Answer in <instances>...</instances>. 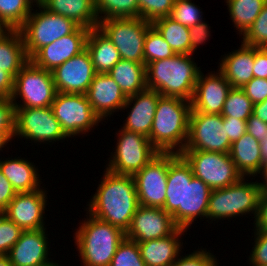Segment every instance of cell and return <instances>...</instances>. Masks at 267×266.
I'll list each match as a JSON object with an SVG mask.
<instances>
[{"label": "cell", "instance_id": "obj_58", "mask_svg": "<svg viewBox=\"0 0 267 266\" xmlns=\"http://www.w3.org/2000/svg\"><path fill=\"white\" fill-rule=\"evenodd\" d=\"M261 154L263 157V163L267 162V139L261 142Z\"/></svg>", "mask_w": 267, "mask_h": 266}, {"label": "cell", "instance_id": "obj_10", "mask_svg": "<svg viewBox=\"0 0 267 266\" xmlns=\"http://www.w3.org/2000/svg\"><path fill=\"white\" fill-rule=\"evenodd\" d=\"M152 23L141 17L100 20L98 28L113 43L121 59L144 64V41Z\"/></svg>", "mask_w": 267, "mask_h": 266}, {"label": "cell", "instance_id": "obj_20", "mask_svg": "<svg viewBox=\"0 0 267 266\" xmlns=\"http://www.w3.org/2000/svg\"><path fill=\"white\" fill-rule=\"evenodd\" d=\"M89 30L79 26L73 33L42 47L30 60L37 67L53 71L86 49Z\"/></svg>", "mask_w": 267, "mask_h": 266}, {"label": "cell", "instance_id": "obj_54", "mask_svg": "<svg viewBox=\"0 0 267 266\" xmlns=\"http://www.w3.org/2000/svg\"><path fill=\"white\" fill-rule=\"evenodd\" d=\"M252 114L267 123V99L263 102L254 104Z\"/></svg>", "mask_w": 267, "mask_h": 266}, {"label": "cell", "instance_id": "obj_61", "mask_svg": "<svg viewBox=\"0 0 267 266\" xmlns=\"http://www.w3.org/2000/svg\"><path fill=\"white\" fill-rule=\"evenodd\" d=\"M46 266H64V264L62 265H60L59 263H57L56 261H54V262H52V263H50V264H48V265H46Z\"/></svg>", "mask_w": 267, "mask_h": 266}, {"label": "cell", "instance_id": "obj_40", "mask_svg": "<svg viewBox=\"0 0 267 266\" xmlns=\"http://www.w3.org/2000/svg\"><path fill=\"white\" fill-rule=\"evenodd\" d=\"M243 43L256 48H267V3L252 26L241 36Z\"/></svg>", "mask_w": 267, "mask_h": 266}, {"label": "cell", "instance_id": "obj_55", "mask_svg": "<svg viewBox=\"0 0 267 266\" xmlns=\"http://www.w3.org/2000/svg\"><path fill=\"white\" fill-rule=\"evenodd\" d=\"M257 177L261 178V182H260V180L258 182L261 193H267V162H265L262 165V168H261L260 172L257 174Z\"/></svg>", "mask_w": 267, "mask_h": 266}, {"label": "cell", "instance_id": "obj_50", "mask_svg": "<svg viewBox=\"0 0 267 266\" xmlns=\"http://www.w3.org/2000/svg\"><path fill=\"white\" fill-rule=\"evenodd\" d=\"M16 194L17 192L13 188L12 184L0 170V213H3L6 210L8 204L12 201Z\"/></svg>", "mask_w": 267, "mask_h": 266}, {"label": "cell", "instance_id": "obj_1", "mask_svg": "<svg viewBox=\"0 0 267 266\" xmlns=\"http://www.w3.org/2000/svg\"><path fill=\"white\" fill-rule=\"evenodd\" d=\"M211 191L206 183L193 175L190 165L178 154L169 163L163 209L172 216L178 228L188 230L197 218L207 219Z\"/></svg>", "mask_w": 267, "mask_h": 266}, {"label": "cell", "instance_id": "obj_59", "mask_svg": "<svg viewBox=\"0 0 267 266\" xmlns=\"http://www.w3.org/2000/svg\"><path fill=\"white\" fill-rule=\"evenodd\" d=\"M0 266H13L7 255H0Z\"/></svg>", "mask_w": 267, "mask_h": 266}, {"label": "cell", "instance_id": "obj_57", "mask_svg": "<svg viewBox=\"0 0 267 266\" xmlns=\"http://www.w3.org/2000/svg\"><path fill=\"white\" fill-rule=\"evenodd\" d=\"M11 139L3 132L0 131V151L3 152L2 148H5L6 145H8V143H11Z\"/></svg>", "mask_w": 267, "mask_h": 266}, {"label": "cell", "instance_id": "obj_8", "mask_svg": "<svg viewBox=\"0 0 267 266\" xmlns=\"http://www.w3.org/2000/svg\"><path fill=\"white\" fill-rule=\"evenodd\" d=\"M56 93L52 72L29 60L14 78L11 101L15 108H45L51 106Z\"/></svg>", "mask_w": 267, "mask_h": 266}, {"label": "cell", "instance_id": "obj_17", "mask_svg": "<svg viewBox=\"0 0 267 266\" xmlns=\"http://www.w3.org/2000/svg\"><path fill=\"white\" fill-rule=\"evenodd\" d=\"M51 72L56 91L72 94H86L96 74L87 49Z\"/></svg>", "mask_w": 267, "mask_h": 266}, {"label": "cell", "instance_id": "obj_19", "mask_svg": "<svg viewBox=\"0 0 267 266\" xmlns=\"http://www.w3.org/2000/svg\"><path fill=\"white\" fill-rule=\"evenodd\" d=\"M216 71L199 73L191 100V111L207 114L222 113L231 85L218 69Z\"/></svg>", "mask_w": 267, "mask_h": 266}, {"label": "cell", "instance_id": "obj_48", "mask_svg": "<svg viewBox=\"0 0 267 266\" xmlns=\"http://www.w3.org/2000/svg\"><path fill=\"white\" fill-rule=\"evenodd\" d=\"M223 126H226L230 143L237 141L246 133V121L232 117H223Z\"/></svg>", "mask_w": 267, "mask_h": 266}, {"label": "cell", "instance_id": "obj_6", "mask_svg": "<svg viewBox=\"0 0 267 266\" xmlns=\"http://www.w3.org/2000/svg\"><path fill=\"white\" fill-rule=\"evenodd\" d=\"M242 177L238 182L225 188L213 189L209 196L207 219L212 224L226 218L228 221L239 216L254 215L255 219L258 202L261 194L258 181L255 182L249 177ZM248 179V180H247ZM247 180V181H246ZM250 181V182H248Z\"/></svg>", "mask_w": 267, "mask_h": 266}, {"label": "cell", "instance_id": "obj_2", "mask_svg": "<svg viewBox=\"0 0 267 266\" xmlns=\"http://www.w3.org/2000/svg\"><path fill=\"white\" fill-rule=\"evenodd\" d=\"M101 179L85 211L126 233L139 206L133 176L105 169Z\"/></svg>", "mask_w": 267, "mask_h": 266}, {"label": "cell", "instance_id": "obj_42", "mask_svg": "<svg viewBox=\"0 0 267 266\" xmlns=\"http://www.w3.org/2000/svg\"><path fill=\"white\" fill-rule=\"evenodd\" d=\"M23 230L13 221L0 213V255H7L19 240Z\"/></svg>", "mask_w": 267, "mask_h": 266}, {"label": "cell", "instance_id": "obj_49", "mask_svg": "<svg viewBox=\"0 0 267 266\" xmlns=\"http://www.w3.org/2000/svg\"><path fill=\"white\" fill-rule=\"evenodd\" d=\"M246 132L250 133L257 141L262 142L267 139V123L252 114L246 120Z\"/></svg>", "mask_w": 267, "mask_h": 266}, {"label": "cell", "instance_id": "obj_11", "mask_svg": "<svg viewBox=\"0 0 267 266\" xmlns=\"http://www.w3.org/2000/svg\"><path fill=\"white\" fill-rule=\"evenodd\" d=\"M180 155L190 165L193 175L212 190L230 186L243 177L229 153L183 150Z\"/></svg>", "mask_w": 267, "mask_h": 266}, {"label": "cell", "instance_id": "obj_43", "mask_svg": "<svg viewBox=\"0 0 267 266\" xmlns=\"http://www.w3.org/2000/svg\"><path fill=\"white\" fill-rule=\"evenodd\" d=\"M198 247L197 250H194L190 254H186L185 256H181L171 265V266H219L220 262L216 256L211 253V251H207L206 248L202 249ZM218 260V261H217Z\"/></svg>", "mask_w": 267, "mask_h": 266}, {"label": "cell", "instance_id": "obj_14", "mask_svg": "<svg viewBox=\"0 0 267 266\" xmlns=\"http://www.w3.org/2000/svg\"><path fill=\"white\" fill-rule=\"evenodd\" d=\"M230 148L221 114L190 112L189 134L184 150L229 153Z\"/></svg>", "mask_w": 267, "mask_h": 266}, {"label": "cell", "instance_id": "obj_53", "mask_svg": "<svg viewBox=\"0 0 267 266\" xmlns=\"http://www.w3.org/2000/svg\"><path fill=\"white\" fill-rule=\"evenodd\" d=\"M14 89V78L0 67V98L11 99Z\"/></svg>", "mask_w": 267, "mask_h": 266}, {"label": "cell", "instance_id": "obj_3", "mask_svg": "<svg viewBox=\"0 0 267 266\" xmlns=\"http://www.w3.org/2000/svg\"><path fill=\"white\" fill-rule=\"evenodd\" d=\"M191 102L178 97L160 96L150 136L160 153L180 154L187 143Z\"/></svg>", "mask_w": 267, "mask_h": 266}, {"label": "cell", "instance_id": "obj_15", "mask_svg": "<svg viewBox=\"0 0 267 266\" xmlns=\"http://www.w3.org/2000/svg\"><path fill=\"white\" fill-rule=\"evenodd\" d=\"M177 155L178 153H159L133 175L139 205L163 209L169 163Z\"/></svg>", "mask_w": 267, "mask_h": 266}, {"label": "cell", "instance_id": "obj_32", "mask_svg": "<svg viewBox=\"0 0 267 266\" xmlns=\"http://www.w3.org/2000/svg\"><path fill=\"white\" fill-rule=\"evenodd\" d=\"M230 19L239 36H243L259 16L267 0H224Z\"/></svg>", "mask_w": 267, "mask_h": 266}, {"label": "cell", "instance_id": "obj_7", "mask_svg": "<svg viewBox=\"0 0 267 266\" xmlns=\"http://www.w3.org/2000/svg\"><path fill=\"white\" fill-rule=\"evenodd\" d=\"M34 7L38 9H32L33 12L19 29L29 60L42 47L73 33L79 27L73 20L60 14L49 12L41 4L34 5Z\"/></svg>", "mask_w": 267, "mask_h": 266}, {"label": "cell", "instance_id": "obj_60", "mask_svg": "<svg viewBox=\"0 0 267 266\" xmlns=\"http://www.w3.org/2000/svg\"><path fill=\"white\" fill-rule=\"evenodd\" d=\"M31 2H33L35 5H40L44 2V0H30Z\"/></svg>", "mask_w": 267, "mask_h": 266}, {"label": "cell", "instance_id": "obj_16", "mask_svg": "<svg viewBox=\"0 0 267 266\" xmlns=\"http://www.w3.org/2000/svg\"><path fill=\"white\" fill-rule=\"evenodd\" d=\"M46 189L17 193L3 214L22 230L46 228L45 210L48 205Z\"/></svg>", "mask_w": 267, "mask_h": 266}, {"label": "cell", "instance_id": "obj_44", "mask_svg": "<svg viewBox=\"0 0 267 266\" xmlns=\"http://www.w3.org/2000/svg\"><path fill=\"white\" fill-rule=\"evenodd\" d=\"M254 242L252 250L248 256L250 266H265L267 265V231L253 230Z\"/></svg>", "mask_w": 267, "mask_h": 266}, {"label": "cell", "instance_id": "obj_25", "mask_svg": "<svg viewBox=\"0 0 267 266\" xmlns=\"http://www.w3.org/2000/svg\"><path fill=\"white\" fill-rule=\"evenodd\" d=\"M241 42L238 49L224 54L218 70L225 76L231 87L242 88L253 77L254 47Z\"/></svg>", "mask_w": 267, "mask_h": 266}, {"label": "cell", "instance_id": "obj_31", "mask_svg": "<svg viewBox=\"0 0 267 266\" xmlns=\"http://www.w3.org/2000/svg\"><path fill=\"white\" fill-rule=\"evenodd\" d=\"M28 61L24 40L19 30H12L0 39V67L2 70L15 78Z\"/></svg>", "mask_w": 267, "mask_h": 266}, {"label": "cell", "instance_id": "obj_5", "mask_svg": "<svg viewBox=\"0 0 267 266\" xmlns=\"http://www.w3.org/2000/svg\"><path fill=\"white\" fill-rule=\"evenodd\" d=\"M86 219L79 222L74 233V243L82 266H110L117 247L126 233L86 211Z\"/></svg>", "mask_w": 267, "mask_h": 266}, {"label": "cell", "instance_id": "obj_35", "mask_svg": "<svg viewBox=\"0 0 267 266\" xmlns=\"http://www.w3.org/2000/svg\"><path fill=\"white\" fill-rule=\"evenodd\" d=\"M35 4L30 0H0V18L13 30H19Z\"/></svg>", "mask_w": 267, "mask_h": 266}, {"label": "cell", "instance_id": "obj_13", "mask_svg": "<svg viewBox=\"0 0 267 266\" xmlns=\"http://www.w3.org/2000/svg\"><path fill=\"white\" fill-rule=\"evenodd\" d=\"M16 138L31 140V143L33 142L35 145L49 143L51 146L55 142L65 141L69 137L62 130L49 106L45 108H15L14 139Z\"/></svg>", "mask_w": 267, "mask_h": 266}, {"label": "cell", "instance_id": "obj_51", "mask_svg": "<svg viewBox=\"0 0 267 266\" xmlns=\"http://www.w3.org/2000/svg\"><path fill=\"white\" fill-rule=\"evenodd\" d=\"M254 77L267 79V48L254 47Z\"/></svg>", "mask_w": 267, "mask_h": 266}, {"label": "cell", "instance_id": "obj_9", "mask_svg": "<svg viewBox=\"0 0 267 266\" xmlns=\"http://www.w3.org/2000/svg\"><path fill=\"white\" fill-rule=\"evenodd\" d=\"M116 135L115 150L106 164V169L112 173L133 176L160 153L149 138L140 133L121 128Z\"/></svg>", "mask_w": 267, "mask_h": 266}, {"label": "cell", "instance_id": "obj_33", "mask_svg": "<svg viewBox=\"0 0 267 266\" xmlns=\"http://www.w3.org/2000/svg\"><path fill=\"white\" fill-rule=\"evenodd\" d=\"M152 25L176 54H190L189 27L183 26L169 16L155 20Z\"/></svg>", "mask_w": 267, "mask_h": 266}, {"label": "cell", "instance_id": "obj_56", "mask_svg": "<svg viewBox=\"0 0 267 266\" xmlns=\"http://www.w3.org/2000/svg\"><path fill=\"white\" fill-rule=\"evenodd\" d=\"M13 29L0 18V39L8 35Z\"/></svg>", "mask_w": 267, "mask_h": 266}, {"label": "cell", "instance_id": "obj_29", "mask_svg": "<svg viewBox=\"0 0 267 266\" xmlns=\"http://www.w3.org/2000/svg\"><path fill=\"white\" fill-rule=\"evenodd\" d=\"M86 49L96 73L107 74L121 59L117 48L98 27L89 30Z\"/></svg>", "mask_w": 267, "mask_h": 266}, {"label": "cell", "instance_id": "obj_23", "mask_svg": "<svg viewBox=\"0 0 267 266\" xmlns=\"http://www.w3.org/2000/svg\"><path fill=\"white\" fill-rule=\"evenodd\" d=\"M160 96L157 91L150 89L128 96L121 111L125 113L123 110L127 111L128 108L130 112L127 111L121 128L149 137Z\"/></svg>", "mask_w": 267, "mask_h": 266}, {"label": "cell", "instance_id": "obj_24", "mask_svg": "<svg viewBox=\"0 0 267 266\" xmlns=\"http://www.w3.org/2000/svg\"><path fill=\"white\" fill-rule=\"evenodd\" d=\"M187 231L177 228L167 237L137 242L145 264L147 266H171L183 253L181 250L184 246L181 237Z\"/></svg>", "mask_w": 267, "mask_h": 266}, {"label": "cell", "instance_id": "obj_34", "mask_svg": "<svg viewBox=\"0 0 267 266\" xmlns=\"http://www.w3.org/2000/svg\"><path fill=\"white\" fill-rule=\"evenodd\" d=\"M98 20L109 18H137L139 6L137 0H95Z\"/></svg>", "mask_w": 267, "mask_h": 266}, {"label": "cell", "instance_id": "obj_46", "mask_svg": "<svg viewBox=\"0 0 267 266\" xmlns=\"http://www.w3.org/2000/svg\"><path fill=\"white\" fill-rule=\"evenodd\" d=\"M242 89L253 104L263 102L267 99V79L253 77Z\"/></svg>", "mask_w": 267, "mask_h": 266}, {"label": "cell", "instance_id": "obj_12", "mask_svg": "<svg viewBox=\"0 0 267 266\" xmlns=\"http://www.w3.org/2000/svg\"><path fill=\"white\" fill-rule=\"evenodd\" d=\"M51 108L69 138L89 133L101 122L85 94L57 92Z\"/></svg>", "mask_w": 267, "mask_h": 266}, {"label": "cell", "instance_id": "obj_47", "mask_svg": "<svg viewBox=\"0 0 267 266\" xmlns=\"http://www.w3.org/2000/svg\"><path fill=\"white\" fill-rule=\"evenodd\" d=\"M206 21L197 23L194 26L189 27L190 31V54H194L199 45L206 44L211 37V28ZM207 40V41H206Z\"/></svg>", "mask_w": 267, "mask_h": 266}, {"label": "cell", "instance_id": "obj_28", "mask_svg": "<svg viewBox=\"0 0 267 266\" xmlns=\"http://www.w3.org/2000/svg\"><path fill=\"white\" fill-rule=\"evenodd\" d=\"M41 5L49 12L73 20L81 27L88 29L98 27L95 0H44Z\"/></svg>", "mask_w": 267, "mask_h": 266}, {"label": "cell", "instance_id": "obj_38", "mask_svg": "<svg viewBox=\"0 0 267 266\" xmlns=\"http://www.w3.org/2000/svg\"><path fill=\"white\" fill-rule=\"evenodd\" d=\"M200 10V6L192 0H175L169 17L183 26L191 27L203 21V11Z\"/></svg>", "mask_w": 267, "mask_h": 266}, {"label": "cell", "instance_id": "obj_45", "mask_svg": "<svg viewBox=\"0 0 267 266\" xmlns=\"http://www.w3.org/2000/svg\"><path fill=\"white\" fill-rule=\"evenodd\" d=\"M0 131L11 140L15 135V105L11 99L0 98Z\"/></svg>", "mask_w": 267, "mask_h": 266}, {"label": "cell", "instance_id": "obj_30", "mask_svg": "<svg viewBox=\"0 0 267 266\" xmlns=\"http://www.w3.org/2000/svg\"><path fill=\"white\" fill-rule=\"evenodd\" d=\"M107 74L127 97L147 89L145 64L120 59Z\"/></svg>", "mask_w": 267, "mask_h": 266}, {"label": "cell", "instance_id": "obj_27", "mask_svg": "<svg viewBox=\"0 0 267 266\" xmlns=\"http://www.w3.org/2000/svg\"><path fill=\"white\" fill-rule=\"evenodd\" d=\"M229 155L242 176L250 179L252 177L255 180L264 164L261 142L247 132L231 144Z\"/></svg>", "mask_w": 267, "mask_h": 266}, {"label": "cell", "instance_id": "obj_41", "mask_svg": "<svg viewBox=\"0 0 267 266\" xmlns=\"http://www.w3.org/2000/svg\"><path fill=\"white\" fill-rule=\"evenodd\" d=\"M139 17L147 22L168 17L171 14L175 0H137Z\"/></svg>", "mask_w": 267, "mask_h": 266}, {"label": "cell", "instance_id": "obj_26", "mask_svg": "<svg viewBox=\"0 0 267 266\" xmlns=\"http://www.w3.org/2000/svg\"><path fill=\"white\" fill-rule=\"evenodd\" d=\"M0 170L17 193L33 192L44 188L41 186L42 181L40 180L42 179H40L38 167L26 158L15 156L2 160L1 157Z\"/></svg>", "mask_w": 267, "mask_h": 266}, {"label": "cell", "instance_id": "obj_37", "mask_svg": "<svg viewBox=\"0 0 267 266\" xmlns=\"http://www.w3.org/2000/svg\"><path fill=\"white\" fill-rule=\"evenodd\" d=\"M175 54L163 36L151 25L147 29L144 41V64L147 65L153 61L170 58Z\"/></svg>", "mask_w": 267, "mask_h": 266}, {"label": "cell", "instance_id": "obj_22", "mask_svg": "<svg viewBox=\"0 0 267 266\" xmlns=\"http://www.w3.org/2000/svg\"><path fill=\"white\" fill-rule=\"evenodd\" d=\"M85 95L101 121L119 110L121 112L127 99L117 83L108 74L103 73L95 74Z\"/></svg>", "mask_w": 267, "mask_h": 266}, {"label": "cell", "instance_id": "obj_4", "mask_svg": "<svg viewBox=\"0 0 267 266\" xmlns=\"http://www.w3.org/2000/svg\"><path fill=\"white\" fill-rule=\"evenodd\" d=\"M192 54H175L146 65L147 89L162 96L192 100L196 82L201 72Z\"/></svg>", "mask_w": 267, "mask_h": 266}, {"label": "cell", "instance_id": "obj_18", "mask_svg": "<svg viewBox=\"0 0 267 266\" xmlns=\"http://www.w3.org/2000/svg\"><path fill=\"white\" fill-rule=\"evenodd\" d=\"M178 227L164 209L139 205L133 215L126 238L145 242L171 235Z\"/></svg>", "mask_w": 267, "mask_h": 266}, {"label": "cell", "instance_id": "obj_36", "mask_svg": "<svg viewBox=\"0 0 267 266\" xmlns=\"http://www.w3.org/2000/svg\"><path fill=\"white\" fill-rule=\"evenodd\" d=\"M253 106V102L246 96L242 88L231 87L221 115L246 121L252 115Z\"/></svg>", "mask_w": 267, "mask_h": 266}, {"label": "cell", "instance_id": "obj_52", "mask_svg": "<svg viewBox=\"0 0 267 266\" xmlns=\"http://www.w3.org/2000/svg\"><path fill=\"white\" fill-rule=\"evenodd\" d=\"M253 224V230L267 231V193L260 194L258 210Z\"/></svg>", "mask_w": 267, "mask_h": 266}, {"label": "cell", "instance_id": "obj_21", "mask_svg": "<svg viewBox=\"0 0 267 266\" xmlns=\"http://www.w3.org/2000/svg\"><path fill=\"white\" fill-rule=\"evenodd\" d=\"M46 229L23 230L7 254L13 266H46L54 262L49 258L52 255L49 253L51 246Z\"/></svg>", "mask_w": 267, "mask_h": 266}, {"label": "cell", "instance_id": "obj_39", "mask_svg": "<svg viewBox=\"0 0 267 266\" xmlns=\"http://www.w3.org/2000/svg\"><path fill=\"white\" fill-rule=\"evenodd\" d=\"M110 266H147L143 261L138 243L125 237L117 247Z\"/></svg>", "mask_w": 267, "mask_h": 266}]
</instances>
